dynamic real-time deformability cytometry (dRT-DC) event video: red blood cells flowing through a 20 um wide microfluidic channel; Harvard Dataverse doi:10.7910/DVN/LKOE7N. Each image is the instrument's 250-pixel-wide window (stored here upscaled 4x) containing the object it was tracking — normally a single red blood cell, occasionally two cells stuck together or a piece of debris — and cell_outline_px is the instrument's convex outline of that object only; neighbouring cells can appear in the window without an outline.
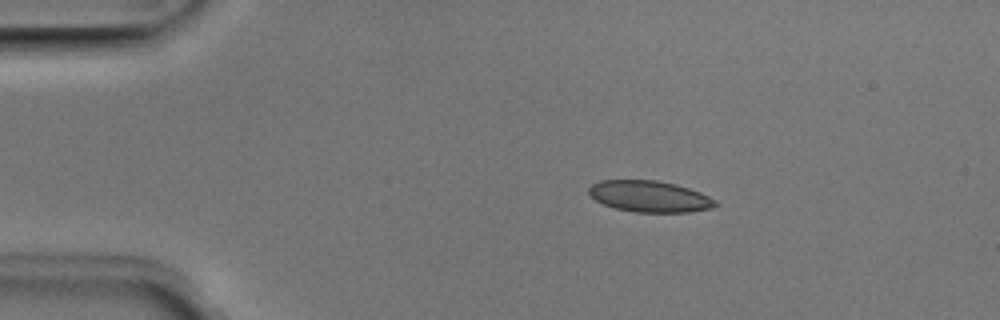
{"species": "Egyptian fruit bat (a non-hibernating species)", "species_latin": "Rousettus aegyptiacus", "temperature_condition": "room temperature", "stored_images_in_passage": 43, "camera_frame_rate_fps": 3000, "um_per_image_px": 0.085, "animal": {"sex": "male"}, "frame": {"image": 1, "passage_image": 1, "time_ms": 0.0, "image_size_px": [1000, 320], "cell_outline_px": [[720, 204], [716, 208], [688, 212], [636, 212], [616, 208], [604, 204], [596, 200], [588, 192], [588, 188], [592, 184], [600, 180], [656, 180], [676, 184], [700, 192], [716, 200]], "centroid_in_image_um": [55.26, 16.69], "position_along_channel_um": 29.7, "area_um2": 23.18}}
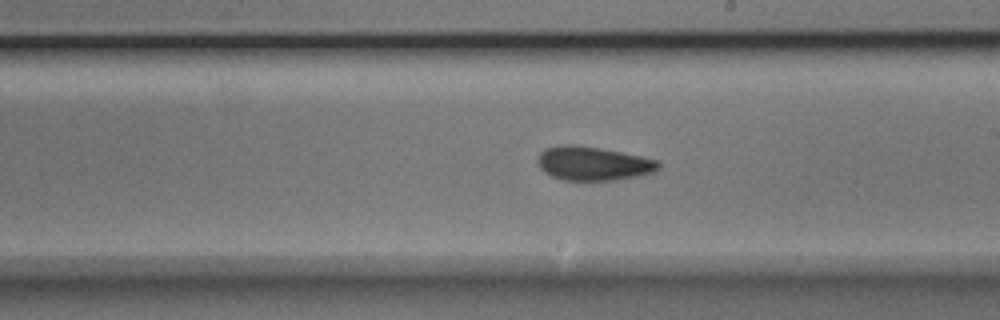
{"frame": {"image": 2, "passage_image": 21, "time_ms": 6.667, "image_size_px": [1000, 320], "cell_outline_px": [[660, 168], [652, 172], [640, 176], [616, 180], [560, 180], [544, 172], [540, 168], [536, 160], [540, 152], [544, 148], [560, 144], [572, 144], [600, 148], [660, 160]], "centroid_in_image_um": [50.39, 13.89], "position_along_channel_um": 238.6, "area_um2": 24.1}}
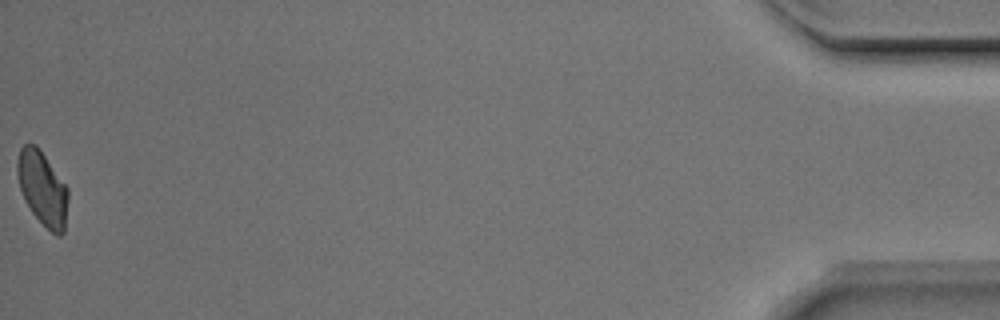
{"frame": {"image": 3, "passage_image": 43, "time_ms": 14.0, "image_size_px": [1000, 320], "cell_outline_px": [[68, 200], [64, 232], [60, 236], [56, 236], [32, 212], [24, 200], [20, 188], [16, 172], [16, 164], [20, 148], [24, 144], [36, 144], [68, 188]], "centroid_in_image_um": [3.6, 16.0], "position_along_channel_um": 431.6, "area_um2": 21.79}, "authors_computed_cell_mechanics": {"area_um2": 23.1778, "velocity_mm_per_s": 3.9633, "shape_relaxation_time_tau1_ms": 5.7052, "shape_relaxation_time_tau2_ms": 2.5459, "deformation_change_tau1": 0.1042, "deformation_change_tau2": 0.0754}}